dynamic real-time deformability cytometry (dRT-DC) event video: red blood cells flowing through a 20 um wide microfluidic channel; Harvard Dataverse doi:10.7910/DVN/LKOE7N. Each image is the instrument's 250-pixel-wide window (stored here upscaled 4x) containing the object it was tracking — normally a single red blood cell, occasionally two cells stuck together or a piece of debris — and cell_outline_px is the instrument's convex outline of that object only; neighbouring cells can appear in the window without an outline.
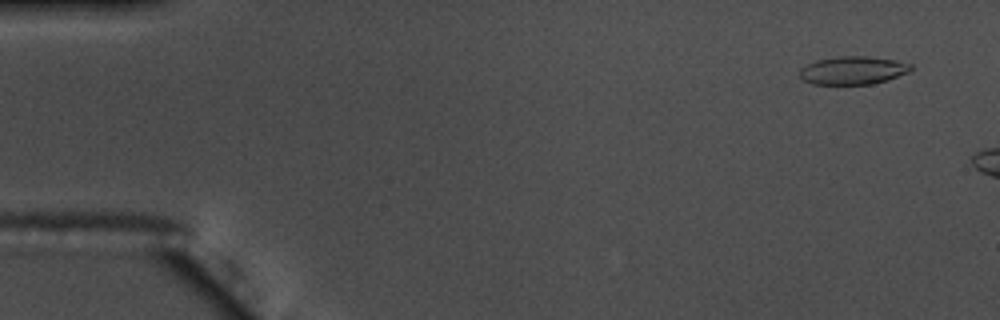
{"species": "common noctule bat (a hibernating species)", "species_latin": "Nyctalus noctula", "temperature_condition": "warm", "stored_images_in_passage": 7, "camera_frame_rate_fps": 3000, "um_per_image_px": 0.085, "animal": {"sex": "male", "body_mass_g": 17.5, "forearm_length_mm": 52.3}, "frame": {"image": 1, "passage_image": 1, "time_ms": 0.0, "image_size_px": [1000, 320], "cell_outline_px": [[912, 68], [908, 72], [888, 80], [872, 84], [812, 84], [804, 80], [800, 76], [800, 68], [816, 60], [836, 56], [868, 56], [896, 60], [912, 64]], "centroid_in_image_um": [72.51, 5.97], "position_along_channel_um": 12.5, "area_um2": 18.26}}